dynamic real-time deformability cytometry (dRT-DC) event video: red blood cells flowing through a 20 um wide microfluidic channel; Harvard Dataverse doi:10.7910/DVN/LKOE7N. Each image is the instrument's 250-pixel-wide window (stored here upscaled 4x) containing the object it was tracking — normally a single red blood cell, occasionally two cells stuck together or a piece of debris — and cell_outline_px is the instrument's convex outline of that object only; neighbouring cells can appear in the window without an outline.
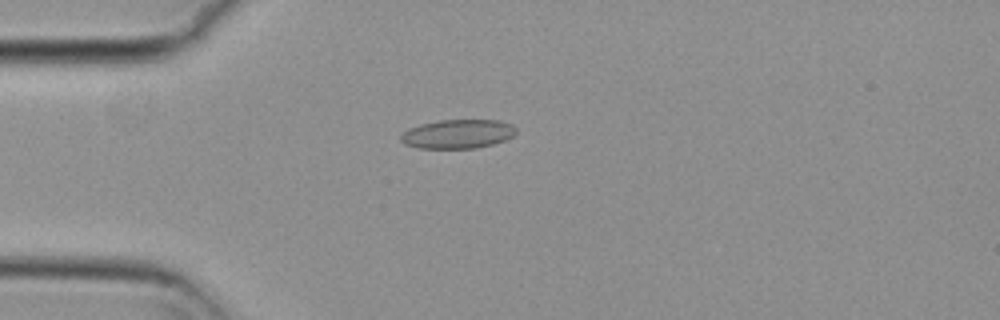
{"species": "common noctule bat (a hibernating species)", "species_latin": "Nyctalus noctula", "temperature_condition": "cold", "stored_images_in_passage": 52, "camera_frame_rate_fps": 3000, "um_per_image_px": 0.085, "animal": {"sex": "female", "body_mass_g": 29.2, "forearm_length_mm": 56.3}, "frame": {"image": 1, "passage_image": 11, "time_ms": 3.333, "image_size_px": [1000, 320], "cell_outline_px": [[516, 132], [512, 136], [504, 140], [492, 144], [476, 148], [416, 148], [404, 144], [400, 140], [400, 136], [408, 128], [420, 124], [440, 120], [500, 120], [512, 124], [516, 128]], "centroid_in_image_um": [38.89, 11.38], "position_along_channel_um": 46.1, "area_um2": 19.54}}
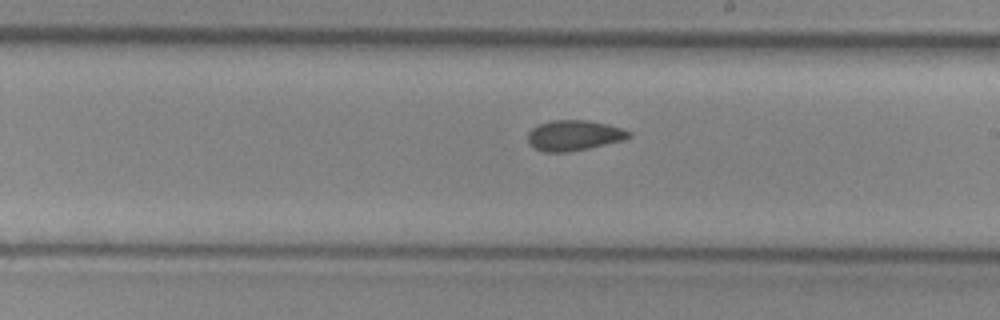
{"frame": {"image": 2, "passage_image": 28, "time_ms": 9.0, "image_size_px": [1000, 320], "cell_outline_px": [[632, 136], [624, 140], [588, 148], [568, 152], [544, 152], [536, 148], [528, 140], [528, 132], [532, 128], [540, 124], [552, 120], [588, 120], [608, 124], [632, 132]], "centroid_in_image_um": [48.82, 11.5], "position_along_channel_um": 240.2, "area_um2": 17.8}}
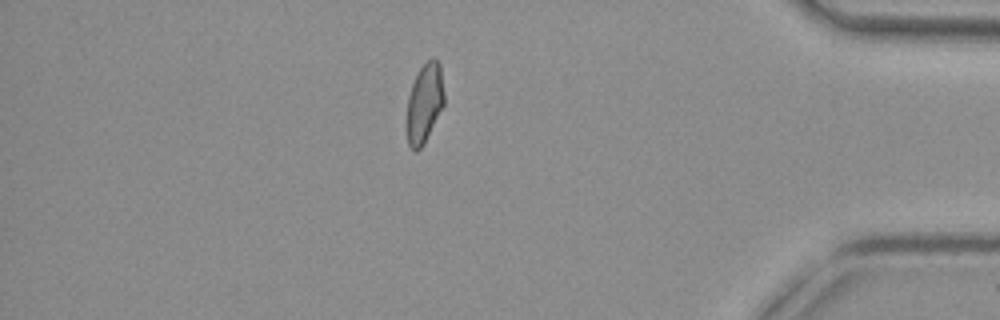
{"frame": {"image": 3, "passage_image": 44, "time_ms": 14.333, "image_size_px": [1000, 320], "cell_outline_px": [[444, 104], [424, 144], [416, 152], [412, 152], [408, 144], [408, 96], [412, 84], [420, 68], [432, 56], [440, 64], [444, 92]], "centroid_in_image_um": [36.1, 8.77], "position_along_channel_um": 399.1, "area_um2": 17.05}, "authors_computed_cell_mechanics": {"area_um2": 18.0336, "velocity_mm_per_s": 3.7215, "shape_relaxation_time_tau1_ms": null, "shape_relaxation_time_tau2_ms": 2.2857, "deformation_change_tau1": null, "deformation_change_tau2": 0.0732}}